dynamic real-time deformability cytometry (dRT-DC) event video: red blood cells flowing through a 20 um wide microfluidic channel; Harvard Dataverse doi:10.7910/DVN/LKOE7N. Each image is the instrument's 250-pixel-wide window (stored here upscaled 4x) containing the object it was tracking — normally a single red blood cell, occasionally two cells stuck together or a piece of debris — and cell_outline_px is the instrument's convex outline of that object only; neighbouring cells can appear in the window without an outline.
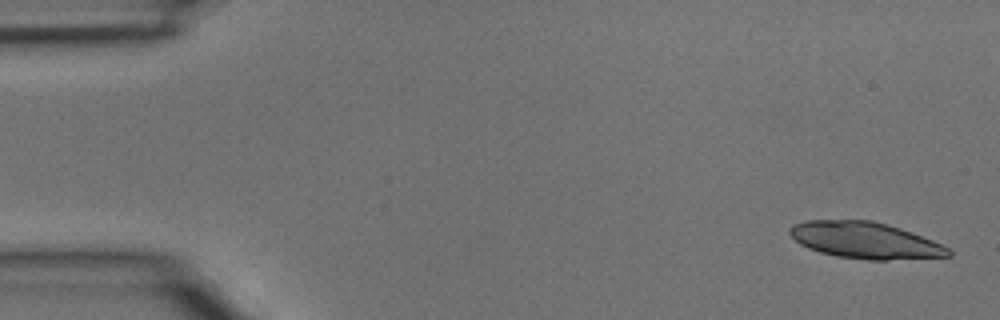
{"species": "common noctule bat (a hibernating species)", "species_latin": "Nyctalus noctula", "temperature_condition": "room temperature", "stored_images_in_passage": 5, "camera_frame_rate_fps": 3000, "um_per_image_px": 0.085, "animal": {"sex": "male", "body_mass_g": 15.6}, "frame": {"image": 1, "passage_image": 1, "time_ms": 0.0, "image_size_px": [1000, 320], "cell_outline_px": [[952, 256], [888, 260], [868, 260], [836, 256], [820, 252], [808, 248], [800, 244], [788, 232], [788, 228], [792, 224], [804, 220], [872, 220], [888, 224], [912, 232], [932, 240], [948, 248], [952, 252]], "centroid_in_image_um": [73.51, 20.42], "position_along_channel_um": 11.5, "area_um2": 33.81}}